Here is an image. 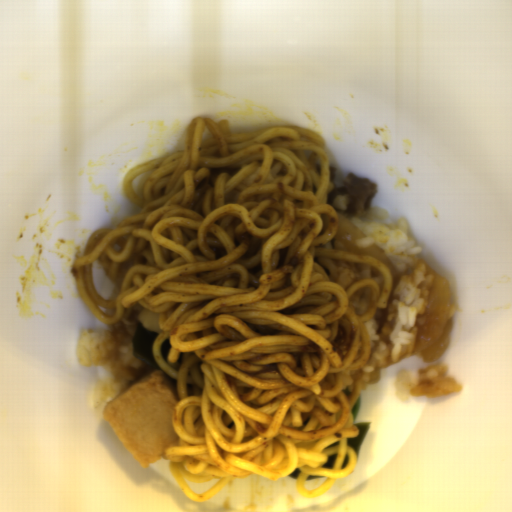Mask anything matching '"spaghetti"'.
I'll return each mask as SVG.
<instances>
[{
	"label": "spaghetti",
	"mask_w": 512,
	"mask_h": 512,
	"mask_svg": "<svg viewBox=\"0 0 512 512\" xmlns=\"http://www.w3.org/2000/svg\"><path fill=\"white\" fill-rule=\"evenodd\" d=\"M325 144L305 127L232 133L226 118L196 116L184 150L125 172L139 213L92 232L74 261L75 288L102 324L137 303L158 313L152 358L180 400L163 459L193 503L297 468L295 491L313 499L355 470L347 438L360 434L363 380L347 397L342 372L369 361L363 322L387 309L394 277L372 255L316 248L339 227ZM95 259L117 283L110 299L95 291ZM183 478L220 482L194 494Z\"/></svg>",
	"instance_id": "spaghetti-1"
}]
</instances>
